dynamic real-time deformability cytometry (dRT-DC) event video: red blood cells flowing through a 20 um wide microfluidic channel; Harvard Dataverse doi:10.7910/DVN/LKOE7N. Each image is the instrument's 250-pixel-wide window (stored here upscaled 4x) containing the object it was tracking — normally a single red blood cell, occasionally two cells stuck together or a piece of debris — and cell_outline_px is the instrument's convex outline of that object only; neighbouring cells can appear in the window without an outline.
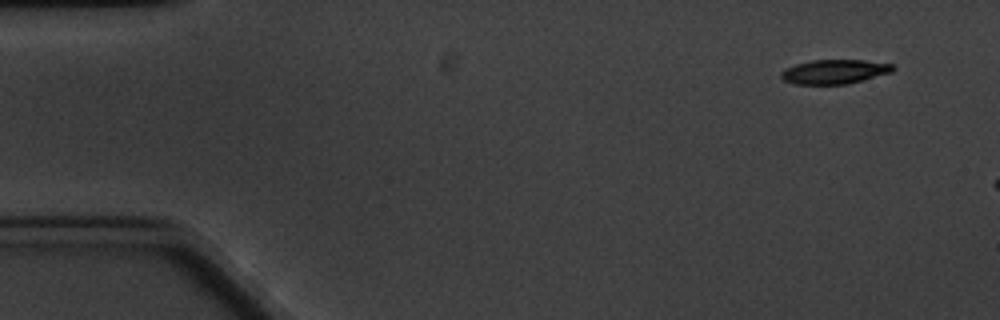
{"species": "common noctule bat (a hibernating species)", "species_latin": "Nyctalus noctula", "temperature_condition": "cold", "stored_images_in_passage": 3, "segment_of_instrument_passage": [2, 2], "camera_frame_rate_fps": 3000, "um_per_image_px": 0.085, "animal": {"sex": "male", "body_mass_g": 20.1, "forearm_length_mm": 53.5}, "frame": {"image": 1, "passage_image": 3, "time_ms": 3.0, "image_size_px": [1000, 320], "cell_outline_px": [[896, 68], [892, 72], [848, 84], [792, 84], [784, 80], [780, 76], [780, 72], [784, 68], [796, 64], [812, 60], [864, 60], [892, 64]], "centroid_in_image_um": [70.91, 6.09], "position_along_channel_um": 14.1, "area_um2": 15.9}}